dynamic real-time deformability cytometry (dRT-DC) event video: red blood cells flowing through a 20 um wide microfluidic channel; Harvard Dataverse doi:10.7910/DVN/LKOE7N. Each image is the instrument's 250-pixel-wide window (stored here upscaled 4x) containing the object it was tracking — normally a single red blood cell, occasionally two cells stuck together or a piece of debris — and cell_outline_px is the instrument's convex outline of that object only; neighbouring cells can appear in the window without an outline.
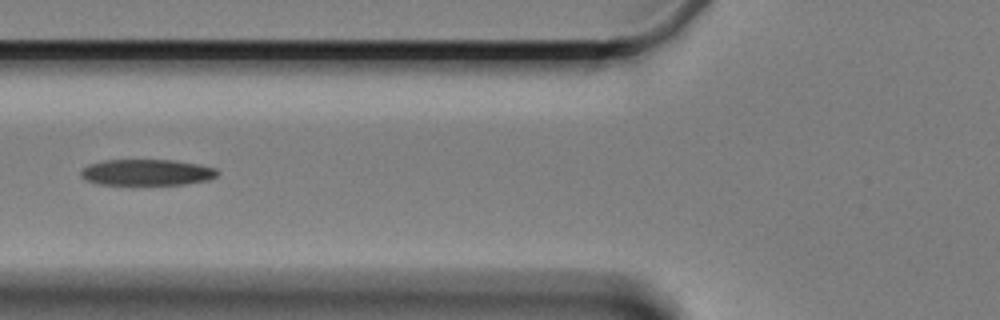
{"species": "Egyptian fruit bat (a non-hibernating species)", "species_latin": "Rousettus aegyptiacus", "temperature_condition": "cold", "stored_images_in_passage": 7, "camera_frame_rate_fps": 3000, "um_per_image_px": 0.085, "animal": {"sex": "female"}, "frame": {"image": 1, "passage_image": 7, "time_ms": 7.0, "image_size_px": [1000, 320], "cell_outline_px": [[220, 172], [216, 176], [208, 180], [184, 184], [132, 188], [96, 184], [84, 180], [80, 176], [80, 172], [88, 164], [104, 160], [172, 160], [200, 164], [216, 168]], "centroid_in_image_um": [12.42, 14.71], "position_along_channel_um": 113.4, "area_um2": 22.14}}